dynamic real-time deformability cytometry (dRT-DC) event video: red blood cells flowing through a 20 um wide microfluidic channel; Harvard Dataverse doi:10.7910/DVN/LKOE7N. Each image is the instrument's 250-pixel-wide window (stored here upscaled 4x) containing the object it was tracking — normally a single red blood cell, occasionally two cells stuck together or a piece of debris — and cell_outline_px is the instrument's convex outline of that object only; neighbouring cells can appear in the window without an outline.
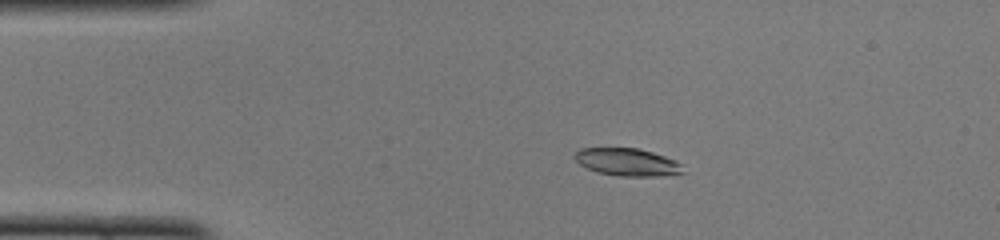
{"species": "common noctule bat (a hibernating species)", "species_latin": "Nyctalus noctula", "temperature_condition": "cold", "stored_images_in_passage": 49, "camera_frame_rate_fps": 3000, "um_per_image_px": 0.085, "animal": {"sex": "female", "body_mass_g": 22.0, "forearm_length_mm": 56.7}, "frame": {"image": 1, "passage_image": 10, "time_ms": 3.0, "image_size_px": [1000, 240], "cell_outline_px": [[684, 172], [664, 176], [616, 176], [596, 172], [580, 164], [572, 156], [580, 148], [636, 148], [652, 152], [676, 160], [680, 164]], "centroid_in_image_um": [53.3, 13.78], "position_along_channel_um": 31.7, "area_um2": 17.4}}
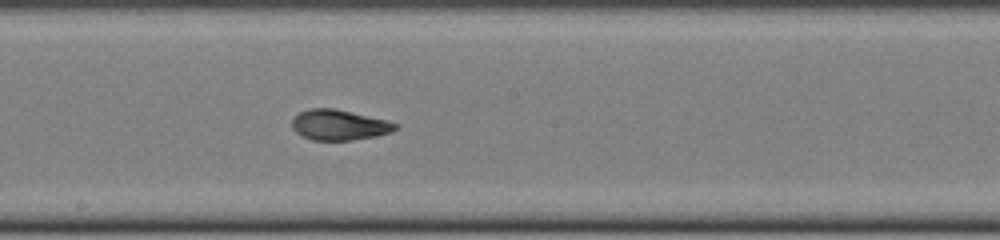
{"frame": {"image": 2, "passage_image": 27, "time_ms": 8.667, "image_size_px": [1000, 240], "cell_outline_px": [[400, 128], [392, 132], [376, 136], [352, 140], [312, 140], [296, 132], [292, 128], [292, 120], [300, 112], [312, 108], [332, 108], [384, 120], [400, 124]], "centroid_in_image_um": [28.85, 10.63], "position_along_channel_um": 219.3, "area_um2": 18.09}}
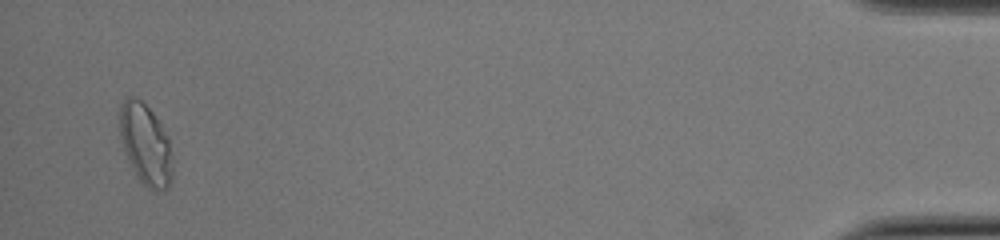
{"frame": {"image": 3, "passage_image": 48, "time_ms": 15.667, "image_size_px": [1000, 240], "cell_outline_px": [[172, 176], [168, 188], [156, 192], [152, 192], [136, 176], [124, 152], [120, 136], [120, 104], [124, 96], [136, 96], [152, 112], [168, 136], [172, 156]], "centroid_in_image_um": [12.37, 12.28], "position_along_channel_um": 422.8, "area_um2": 25.14}, "authors_computed_cell_mechanics": {"area_um2": 18.496, "velocity_mm_per_s": 4.074, "shape_relaxation_time_tau1_ms": 7.4419, "shape_relaxation_time_tau2_ms": 1.7459, "deformation_change_tau1": 0.2377, "deformation_change_tau2": 0.0749}}